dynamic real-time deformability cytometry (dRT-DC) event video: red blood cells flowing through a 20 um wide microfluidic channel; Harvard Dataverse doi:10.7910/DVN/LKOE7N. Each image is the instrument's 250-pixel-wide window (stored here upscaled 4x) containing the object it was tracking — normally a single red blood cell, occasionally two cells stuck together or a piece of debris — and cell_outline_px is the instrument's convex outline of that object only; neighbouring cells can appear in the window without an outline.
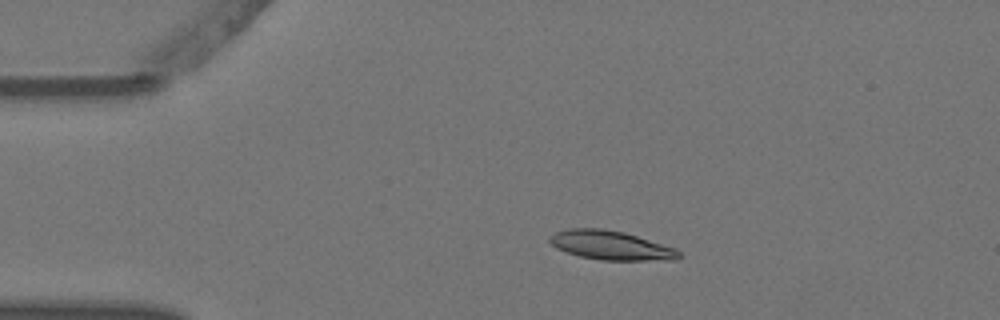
{"species": "Egyptian fruit bat (a non-hibernating species)", "species_latin": "Rousettus aegyptiacus", "temperature_condition": "warm", "stored_images_in_passage": 4, "camera_frame_rate_fps": 3000, "um_per_image_px": 0.085, "animal": {"sex": "female"}, "frame": {"image": 1, "passage_image": 2, "time_ms": 0.333, "image_size_px": [1000, 320], "cell_outline_px": [[680, 256], [676, 260], [600, 260], [580, 256], [556, 248], [548, 240], [548, 236], [556, 232], [568, 228], [604, 228], [624, 232], [676, 248], [680, 252]], "centroid_in_image_um": [51.92, 20.84], "position_along_channel_um": 33.1, "area_um2": 21.91}}
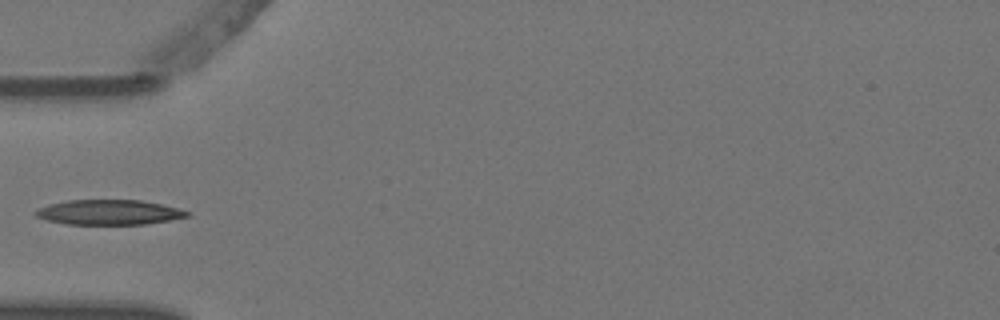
{"frame": {"image": 2, "passage_image": 4, "time_ms": 1.0, "image_size_px": [1000, 320], "cell_outline_px": [[188, 216], [168, 220], [144, 224], [68, 224], [48, 220], [36, 216], [32, 212], [36, 208], [48, 204], [64, 200], [140, 200], [180, 208], [188, 212]], "centroid_in_image_um": [9.19, 18.03], "position_along_channel_um": 75.8, "area_um2": 21.96}}